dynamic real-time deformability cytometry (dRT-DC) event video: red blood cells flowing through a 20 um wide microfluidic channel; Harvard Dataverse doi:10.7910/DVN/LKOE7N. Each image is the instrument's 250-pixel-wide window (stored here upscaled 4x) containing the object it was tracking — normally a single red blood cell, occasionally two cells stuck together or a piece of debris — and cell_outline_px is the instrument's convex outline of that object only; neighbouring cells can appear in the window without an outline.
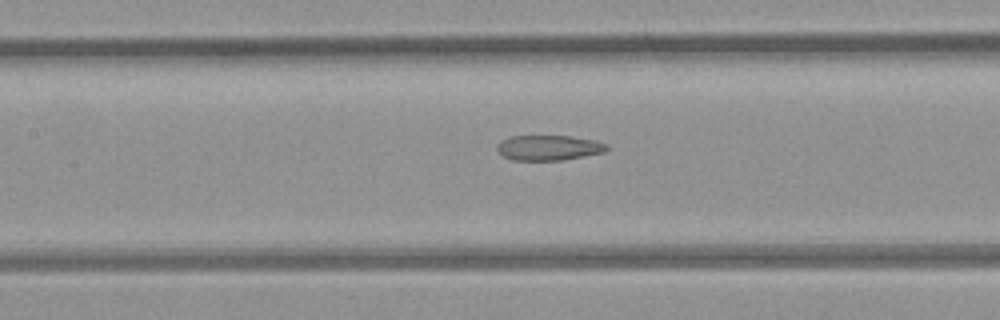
{"species": "common noctule bat (a hibernating species)", "species_latin": "Nyctalus noctula", "temperature_condition": "room temperature", "stored_images_in_passage": 34, "camera_frame_rate_fps": 3000, "um_per_image_px": 0.085, "animal": {"sex": "female", "body_mass_g": 21.9}, "frame": {"image": 1, "passage_image": 17, "time_ms": 5.333, "image_size_px": [1000, 320], "cell_outline_px": [[608, 148], [604, 152], [560, 160], [512, 160], [504, 156], [496, 148], [496, 144], [500, 140], [512, 136], [572, 136], [596, 140], [608, 144]], "centroid_in_image_um": [46.63, 12.54], "position_along_channel_um": 160.8, "area_um2": 16.07}}
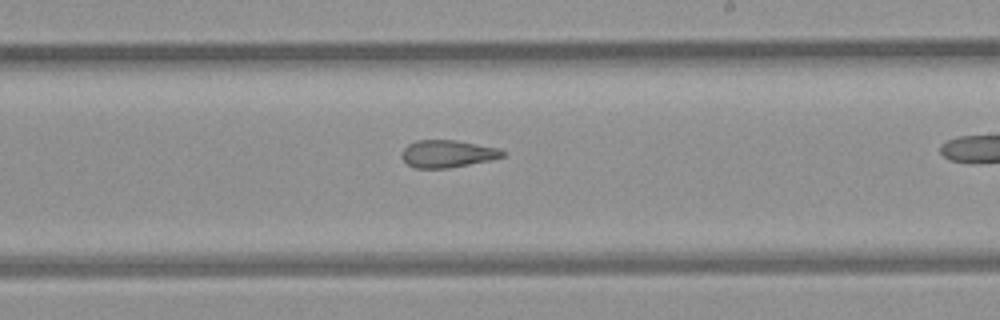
{"frame": {"image": 2, "passage_image": 24, "time_ms": 7.667, "image_size_px": [1000, 320], "cell_outline_px": [[504, 156], [488, 160], [448, 168], [416, 168], [408, 164], [400, 156], [400, 152], [408, 144], [416, 140], [456, 140], [500, 148], [504, 152]], "centroid_in_image_um": [38.0, 13.06], "position_along_channel_um": 251.0, "area_um2": 16.01}}
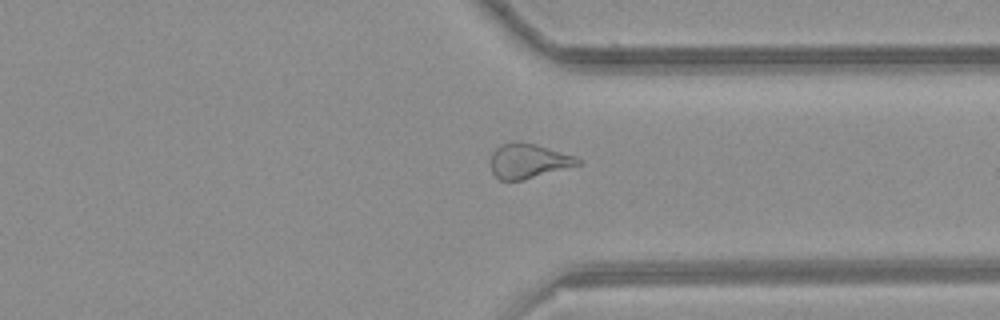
{"frame": {"image": 3, "passage_image": 33, "time_ms": 10.667, "image_size_px": [1000, 320], "cell_outline_px": [[580, 164], [524, 180], [500, 180], [492, 172], [492, 152], [500, 144], [536, 144], [576, 156], [580, 160]], "centroid_in_image_um": [44.93, 13.71], "position_along_channel_um": 366.5, "area_um2": 17.05}}